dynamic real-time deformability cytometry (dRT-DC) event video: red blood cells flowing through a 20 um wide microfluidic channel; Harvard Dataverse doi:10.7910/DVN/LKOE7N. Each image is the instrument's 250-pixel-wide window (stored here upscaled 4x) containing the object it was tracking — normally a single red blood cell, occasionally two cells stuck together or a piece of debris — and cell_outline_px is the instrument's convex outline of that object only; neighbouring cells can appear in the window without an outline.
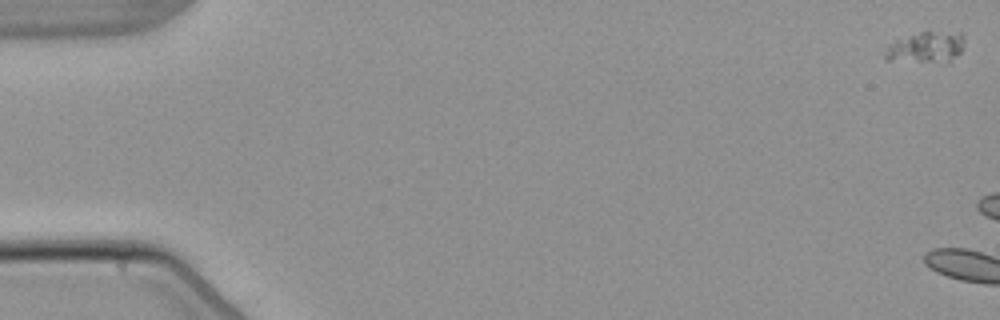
{"species": "common noctule bat (a hibernating species)", "species_latin": "Nyctalus noctula", "temperature_condition": "warm", "stored_images_in_passage": 7, "camera_frame_rate_fps": 3000, "um_per_image_px": 0.085, "animal": {"sex": "male", "body_mass_g": 21.5, "forearm_length_mm": 52.0}, "frame": {"image": 1, "passage_image": 1, "time_ms": 0.0, "image_size_px": [1000, 320], "cell_outline_px": [[964, 44], [960, 52], [948, 64], [944, 64], [888, 60], [880, 52], [888, 44], [896, 40], [920, 32], [964, 32]], "centroid_in_image_um": [78.71, 4.06], "position_along_channel_um": 6.3, "area_um2": 14.97}}
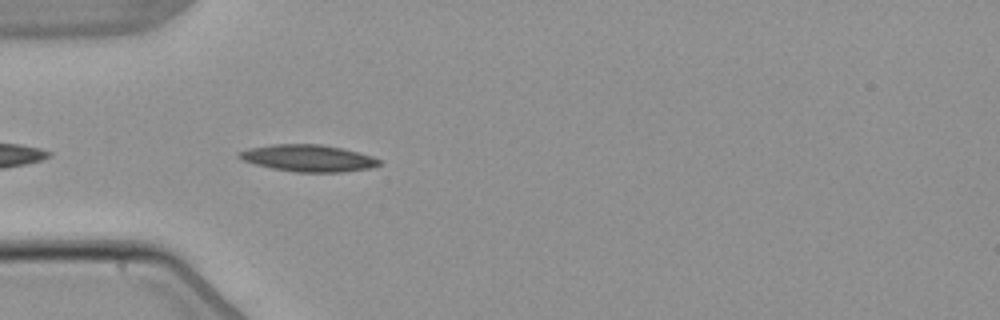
{"frame": {"image": 2, "passage_image": 7, "time_ms": 8.333, "image_size_px": [1000, 320], "cell_outline_px": [[380, 164], [372, 168], [344, 172], [296, 172], [272, 168], [256, 164], [244, 160], [236, 156], [236, 152], [248, 148], [272, 144], [320, 144], [340, 148], [372, 156], [380, 160]], "centroid_in_image_um": [26.17, 13.44], "position_along_channel_um": 58.8, "area_um2": 21.85}}